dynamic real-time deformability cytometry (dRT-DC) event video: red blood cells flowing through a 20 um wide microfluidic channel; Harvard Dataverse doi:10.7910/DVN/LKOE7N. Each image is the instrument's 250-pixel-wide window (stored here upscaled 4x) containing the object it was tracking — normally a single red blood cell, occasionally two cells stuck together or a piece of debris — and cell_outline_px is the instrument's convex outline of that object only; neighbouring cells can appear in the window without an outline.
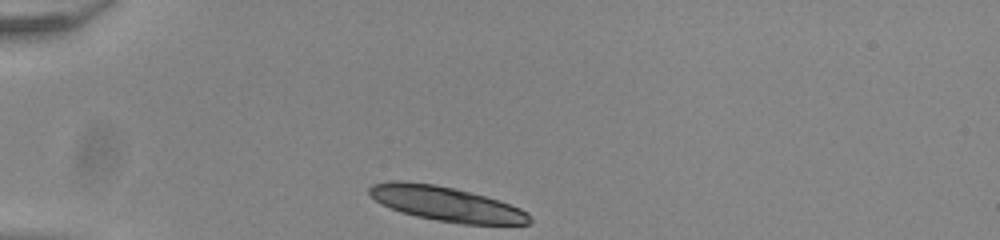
{"species": "common noctule bat (a hibernating species)", "species_latin": "Nyctalus noctula", "temperature_condition": "room temperature", "stored_images_in_passage": 32, "camera_frame_rate_fps": 3000, "um_per_image_px": 0.085, "animal": {"sex": "male", "body_mass_g": 20.0, "forearm_length_mm": 53.3}, "frame": {"image": 1, "passage_image": 1, "time_ms": 0.0, "image_size_px": [1000, 240], "cell_outline_px": [[532, 220], [528, 224], [464, 224], [436, 220], [416, 216], [380, 204], [368, 192], [368, 188], [372, 184], [392, 180], [404, 180], [432, 184], [452, 188], [484, 196], [520, 208], [528, 212]], "centroid_in_image_um": [37.9, 17.32], "position_along_channel_um": 47.1, "area_um2": 31.91}}
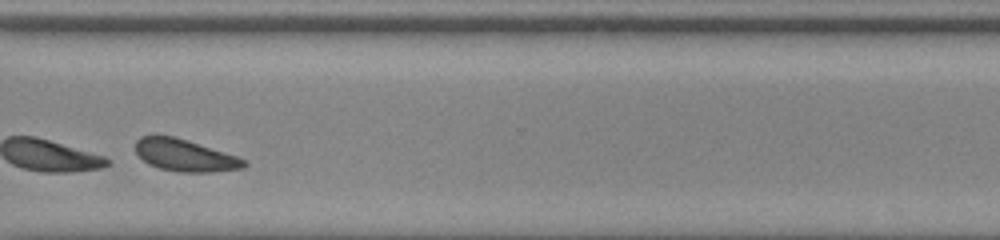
{"frame": {"image": 2, "passage_image": 28, "time_ms": 9.0, "image_size_px": [1000, 240], "cell_outline_px": [[248, 164], [244, 168], [212, 172], [180, 172], [160, 168], [148, 164], [136, 152], [136, 140], [140, 136], [172, 136], [236, 156], [244, 160]], "centroid_in_image_um": [15.71, 13.22], "position_along_channel_um": 354.9, "area_um2": 19.77}, "authors_computed_cell_mechanics": {"area_um2": 20.2878, "velocity_mm_per_s": 3.8468, "shape_relaxation_time_tau1_ms": null, "shape_relaxation_time_tau2_ms": 4.0734, "deformation_change_tau1": null, "deformation_change_tau2": 0.0776}}